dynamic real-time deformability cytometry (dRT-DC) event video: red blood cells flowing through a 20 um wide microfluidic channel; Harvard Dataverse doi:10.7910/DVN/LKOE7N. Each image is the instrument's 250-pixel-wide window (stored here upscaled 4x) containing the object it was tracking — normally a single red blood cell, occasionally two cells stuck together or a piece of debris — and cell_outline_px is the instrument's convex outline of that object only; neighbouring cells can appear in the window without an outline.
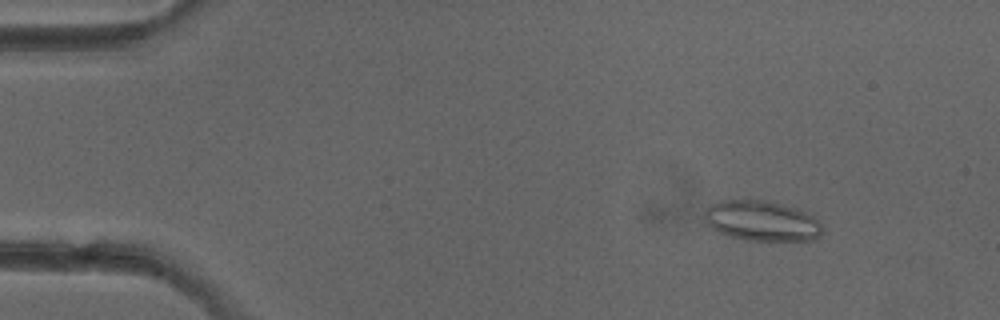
{"species": "common noctule bat (a hibernating species)", "species_latin": "Nyctalus noctula", "temperature_condition": "cold", "stored_images_in_passage": 7, "camera_frame_rate_fps": 3000, "um_per_image_px": 0.085, "animal": {"sex": "female"}, "frame": {"image": 1, "passage_image": 2, "time_ms": 1.333, "image_size_px": [1000, 320], "cell_outline_px": [[824, 232], [816, 240], [748, 240], [716, 232], [708, 224], [704, 216], [704, 212], [712, 204], [724, 200], [764, 200], [796, 208], [812, 216], [824, 228]], "centroid_in_image_um": [64.77, 18.78], "position_along_channel_um": 20.2, "area_um2": 27.4}}
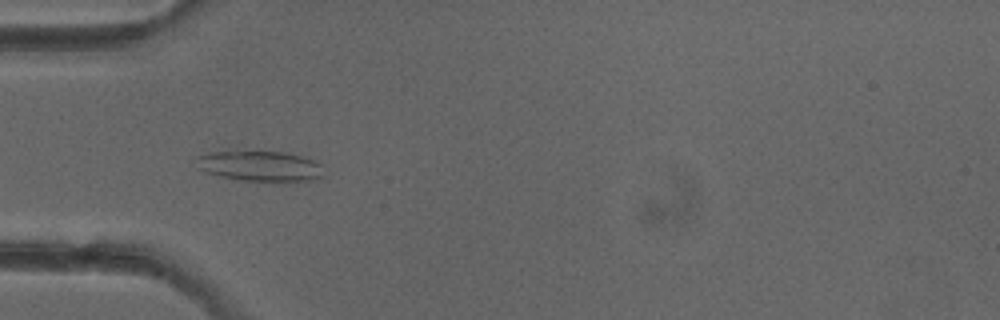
{"frame": {"image": 2, "passage_image": 5, "time_ms": 4.667, "image_size_px": [1000, 320], "cell_outline_px": [[324, 176], [312, 180], [292, 184], [276, 184], [240, 180], [220, 176], [204, 172], [196, 168], [196, 156], [208, 152], [236, 144], [288, 152], [312, 160], [320, 164]], "centroid_in_image_um": [22.0, 14.05], "position_along_channel_um": 63.0, "area_um2": 25.78}}
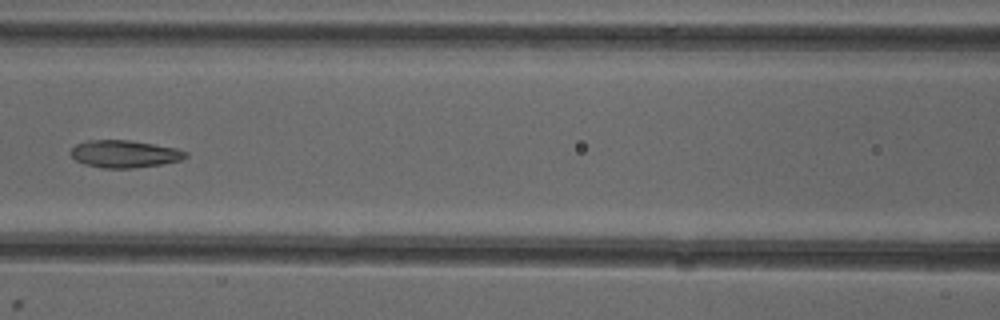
{"frame": {"image": 3, "passage_image": 7, "time_ms": 7.0, "image_size_px": [1000, 320], "cell_outline_px": [[188, 156], [180, 160], [160, 164], [132, 168], [104, 168], [84, 164], [76, 160], [72, 156], [72, 148], [76, 144], [88, 140], [128, 140], [176, 148], [188, 152]], "centroid_in_image_um": [10.59, 13.08], "position_along_channel_um": 156.0, "area_um2": 18.09}}